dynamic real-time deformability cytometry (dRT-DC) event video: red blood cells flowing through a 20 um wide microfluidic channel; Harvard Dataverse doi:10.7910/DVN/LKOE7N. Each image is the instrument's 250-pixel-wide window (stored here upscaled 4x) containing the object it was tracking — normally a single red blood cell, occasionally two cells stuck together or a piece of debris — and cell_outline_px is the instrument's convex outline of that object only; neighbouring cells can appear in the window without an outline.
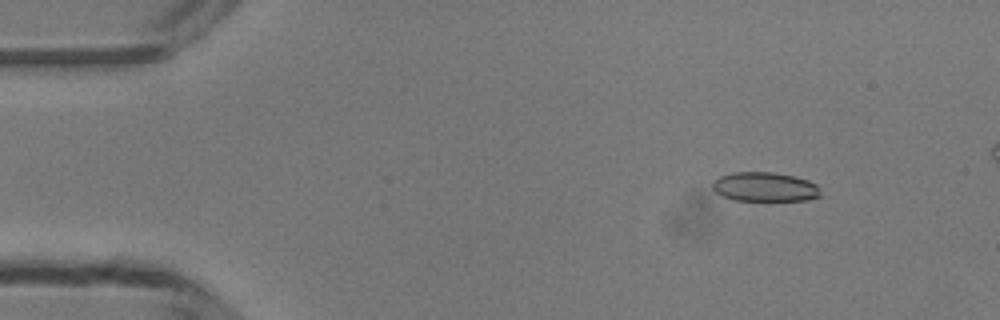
{"species": "common noctule bat (a hibernating species)", "species_latin": "Nyctalus noctula", "temperature_condition": "room temperature", "stored_images_in_passage": 47, "camera_frame_rate_fps": 3000, "um_per_image_px": 0.085, "animal": {"sex": "male", "body_mass_g": 13.3}, "frame": {"image": 1, "passage_image": 5, "time_ms": 1.333, "image_size_px": [1000, 320], "cell_outline_px": [[820, 196], [808, 200], [736, 200], [724, 196], [716, 192], [712, 188], [712, 180], [720, 176], [732, 172], [772, 172], [792, 176], [808, 180], [816, 184]], "centroid_in_image_um": [64.97, 15.88], "position_along_channel_um": 20.0, "area_um2": 18.26}}
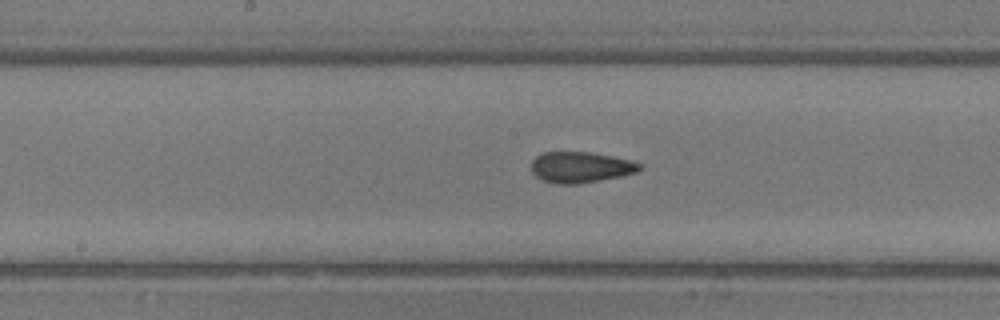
{"frame": {"image": 2, "passage_image": 24, "time_ms": 7.667, "image_size_px": [1000, 320], "cell_outline_px": [[640, 168], [636, 172], [620, 176], [600, 180], [576, 184], [556, 184], [544, 180], [536, 176], [532, 172], [532, 160], [536, 156], [544, 152], [588, 152], [612, 156], [632, 160], [640, 164]], "centroid_in_image_um": [49.33, 14.21], "position_along_channel_um": 198.9, "area_um2": 19.31}}
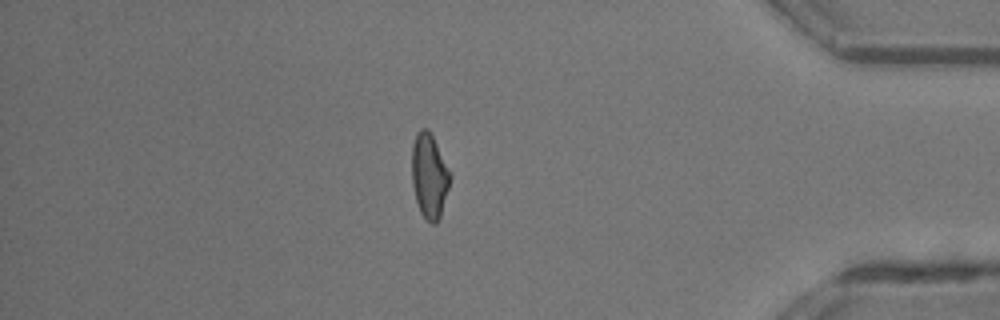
{"frame": {"image": 3, "passage_image": 41, "time_ms": 13.333, "image_size_px": [1000, 320], "cell_outline_px": [[452, 176], [440, 216], [436, 224], [432, 224], [420, 212], [416, 200], [412, 184], [412, 144], [416, 132], [420, 128], [428, 128], [452, 172]], "centroid_in_image_um": [36.5, 14.91], "position_along_channel_um": 398.7, "area_um2": 19.07}, "authors_computed_cell_mechanics": {"area_um2": 19.3052, "velocity_mm_per_s": 4.2056, "shape_relaxation_time_tau1_ms": 5.2171, "shape_relaxation_time_tau2_ms": 1.5354, "deformation_change_tau1": 0.1458, "deformation_change_tau2": 0.0687}}